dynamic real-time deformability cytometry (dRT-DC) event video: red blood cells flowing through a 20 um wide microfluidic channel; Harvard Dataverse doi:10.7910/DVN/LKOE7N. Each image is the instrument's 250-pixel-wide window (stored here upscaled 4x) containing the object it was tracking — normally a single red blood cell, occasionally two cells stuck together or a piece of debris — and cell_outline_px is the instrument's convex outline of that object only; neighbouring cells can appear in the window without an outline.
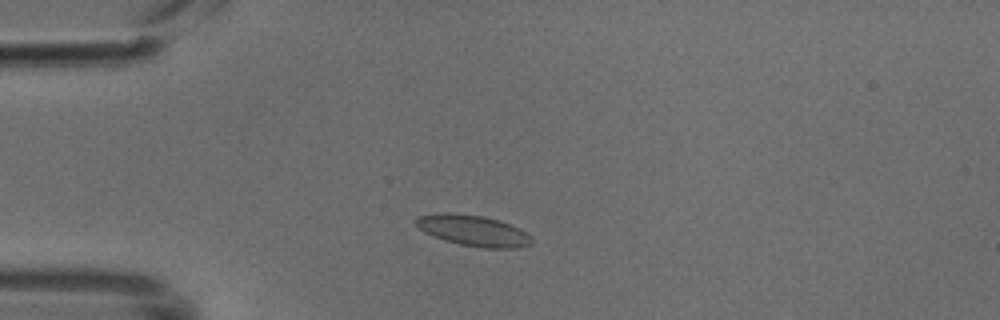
{"species": "common noctule bat (a hibernating species)", "species_latin": "Nyctalus noctula", "temperature_condition": "cold", "stored_images_in_passage": 39, "camera_frame_rate_fps": 3000, "um_per_image_px": 0.085, "animal": {"sex": "male", "body_mass_g": 18.8}, "frame": {"image": 1, "passage_image": 2, "time_ms": 0.333, "image_size_px": [1000, 320], "cell_outline_px": [[532, 244], [516, 248], [484, 248], [460, 244], [444, 240], [424, 232], [412, 220], [416, 216], [436, 212], [448, 212], [484, 216], [500, 220], [520, 228], [532, 236]], "centroid_in_image_um": [40.21, 19.58], "position_along_channel_um": 44.8, "area_um2": 21.15}}
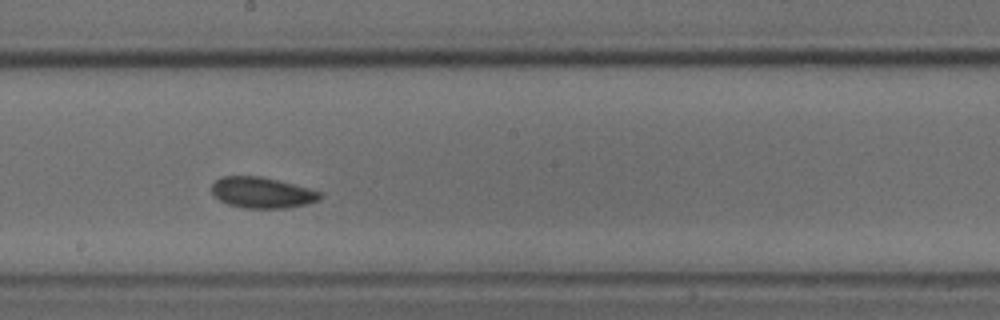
{"frame": {"image": 2, "passage_image": 17, "time_ms": 5.333, "image_size_px": [1000, 320], "cell_outline_px": [[324, 196], [320, 200], [288, 208], [244, 208], [228, 204], [220, 200], [212, 192], [212, 184], [220, 176], [260, 176], [308, 188], [320, 192]], "centroid_in_image_um": [22.27, 16.37], "position_along_channel_um": 225.9, "area_um2": 19.36}}
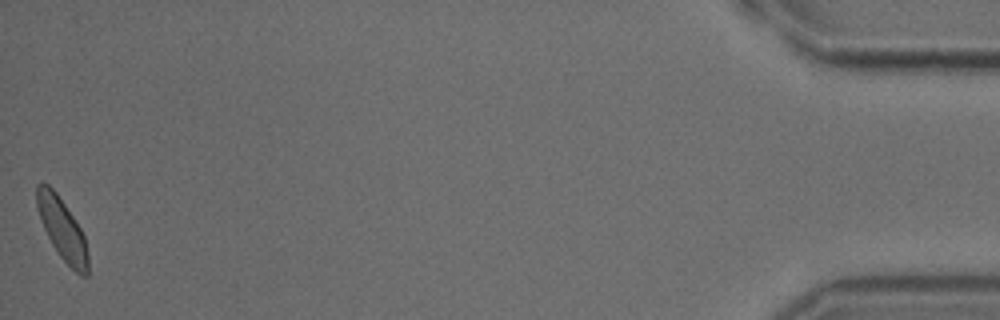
{"frame": {"image": 3, "passage_image": 39, "time_ms": 12.667, "image_size_px": [1000, 320], "cell_outline_px": [[88, 276], [80, 276], [60, 256], [52, 244], [44, 228], [36, 208], [36, 184], [48, 184], [56, 192], [80, 228], [84, 236], [88, 252]], "centroid_in_image_um": [5.28, 19.48], "position_along_channel_um": 429.9, "area_um2": 18.09}}